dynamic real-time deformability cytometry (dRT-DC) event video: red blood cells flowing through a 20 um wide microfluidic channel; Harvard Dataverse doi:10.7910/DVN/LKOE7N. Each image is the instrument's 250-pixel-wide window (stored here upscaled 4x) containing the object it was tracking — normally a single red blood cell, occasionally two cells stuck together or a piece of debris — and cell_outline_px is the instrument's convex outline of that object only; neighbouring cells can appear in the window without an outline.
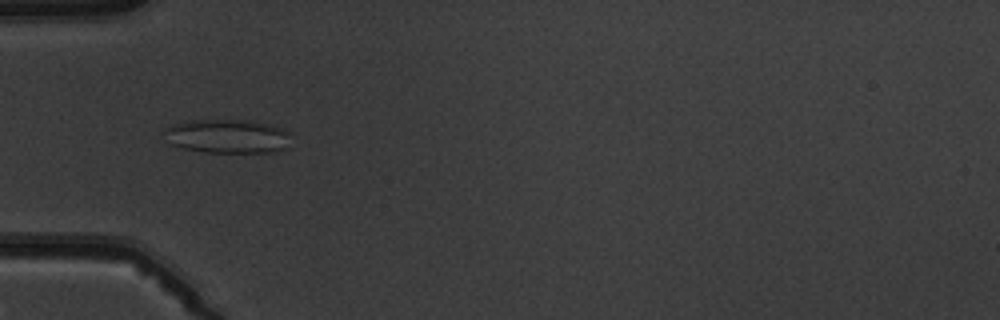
{"species": "common noctule bat (a hibernating species)", "species_latin": "Nyctalus noctula", "temperature_condition": "warm", "stored_images_in_passage": 7, "camera_frame_rate_fps": 3000, "um_per_image_px": 0.085, "animal": {"sex": "male", "body_mass_g": 19.5, "forearm_length_mm": 54.6}, "frame": {"image": 1, "passage_image": 4, "time_ms": 3.667, "image_size_px": [1000, 320], "cell_outline_px": [[288, 148], [276, 152], [204, 152], [184, 148], [172, 144], [160, 132], [164, 128], [172, 124], [188, 120], [248, 120], [284, 128], [288, 132]], "centroid_in_image_um": [19.29, 11.57], "position_along_channel_um": 65.7, "area_um2": 25.2}}
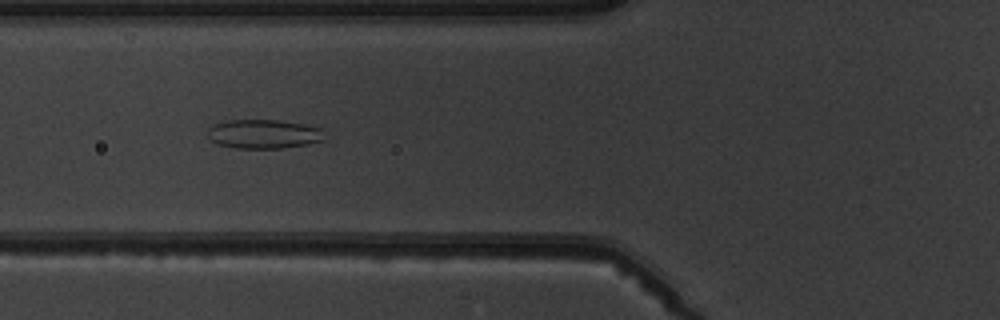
{"frame": {"image": 2, "passage_image": 5, "time_ms": 4.667, "image_size_px": [1000, 320], "cell_outline_px": [[324, 140], [308, 144], [280, 148], [236, 148], [216, 144], [208, 136], [208, 128], [216, 124], [228, 120], [280, 120], [304, 124], [320, 128]], "centroid_in_image_um": [22.4, 11.39], "position_along_channel_um": 103.4, "area_um2": 19.65}}
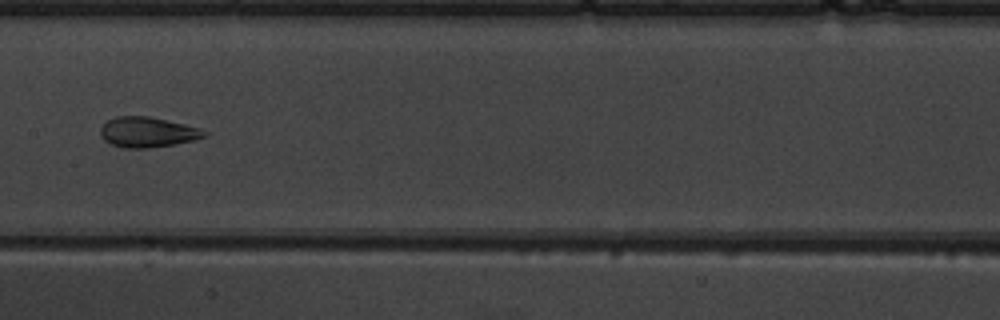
{"frame": {"image": 3, "passage_image": 7, "time_ms": 7.0, "image_size_px": [1000, 320], "cell_outline_px": [[208, 136], [196, 140], [148, 148], [124, 148], [112, 144], [104, 140], [100, 136], [100, 128], [108, 120], [116, 116], [148, 116], [184, 124], [200, 128], [208, 132]], "centroid_in_image_um": [12.55, 11.23], "position_along_channel_um": 194.8, "area_um2": 18.32}}